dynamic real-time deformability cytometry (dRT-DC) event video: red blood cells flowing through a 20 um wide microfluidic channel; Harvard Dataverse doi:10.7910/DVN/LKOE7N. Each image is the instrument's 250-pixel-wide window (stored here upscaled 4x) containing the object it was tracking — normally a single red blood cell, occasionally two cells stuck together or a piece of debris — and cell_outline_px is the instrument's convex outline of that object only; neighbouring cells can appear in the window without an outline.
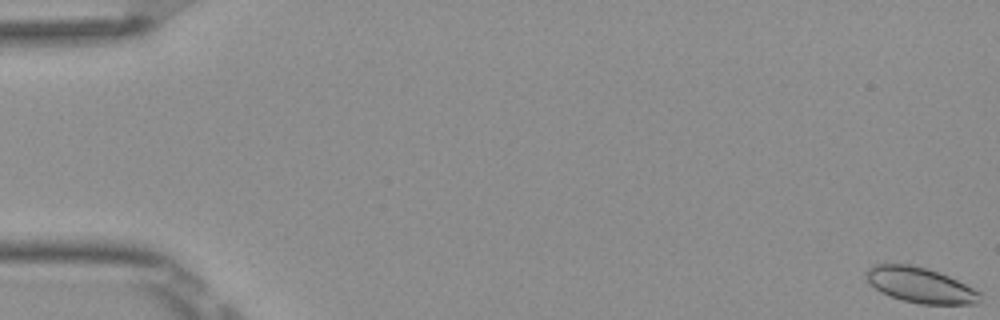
{"species": "Egyptian fruit bat (a non-hibernating species)", "species_latin": "Rousettus aegyptiacus", "temperature_condition": "room temperature", "stored_images_in_passage": 54, "camera_frame_rate_fps": 3000, "um_per_image_px": 0.085, "frame": {"image": 1, "passage_image": 1, "time_ms": 0.0, "image_size_px": [1000, 320], "cell_outline_px": [[980, 304], [920, 304], [900, 300], [880, 292], [864, 276], [864, 272], [872, 264], [912, 264], [928, 268], [940, 272], [980, 292]], "centroid_in_image_um": [78.19, 24.23], "position_along_channel_um": 6.8, "area_um2": 23.58}}
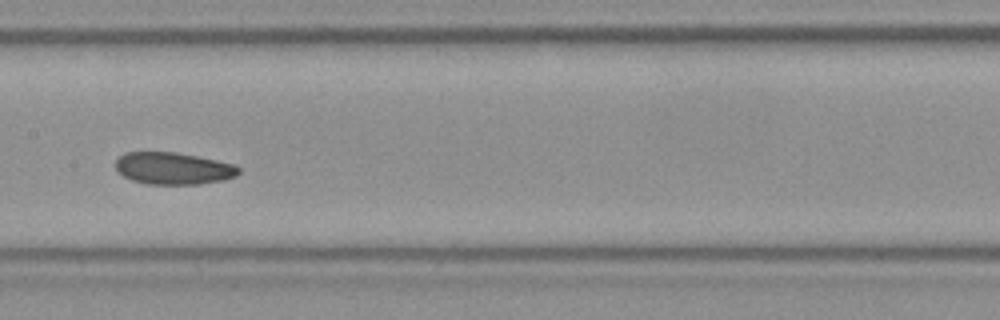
{"frame": {"image": 2, "passage_image": 28, "time_ms": 9.0, "image_size_px": [1000, 320], "cell_outline_px": [[240, 172], [236, 176], [224, 180], [200, 184], [148, 184], [132, 180], [116, 172], [116, 160], [124, 152], [176, 152], [236, 164], [240, 168]], "centroid_in_image_um": [14.74, 14.31], "position_along_channel_um": 192.7, "area_um2": 23.12}}
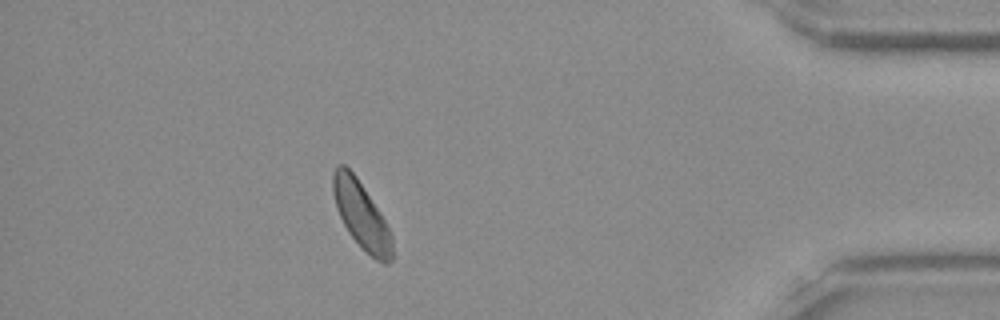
{"frame": {"image": 3, "passage_image": 48, "time_ms": 15.667, "image_size_px": [1000, 320], "cell_outline_px": [[392, 260], [388, 264], [384, 264], [376, 260], [348, 232], [336, 208], [332, 192], [332, 172], [336, 164], [344, 164], [356, 176], [380, 212], [392, 236]], "centroid_in_image_um": [30.69, 18.25], "position_along_channel_um": 404.5, "area_um2": 22.83}, "authors_computed_cell_mechanics": {"area_um2": 23.3801, "velocity_mm_per_s": 3.8547, "shape_relaxation_time_tau1_ms": null, "shape_relaxation_time_tau2_ms": 8.3889, "deformation_change_tau1": null, "deformation_change_tau2": 0.1465}}